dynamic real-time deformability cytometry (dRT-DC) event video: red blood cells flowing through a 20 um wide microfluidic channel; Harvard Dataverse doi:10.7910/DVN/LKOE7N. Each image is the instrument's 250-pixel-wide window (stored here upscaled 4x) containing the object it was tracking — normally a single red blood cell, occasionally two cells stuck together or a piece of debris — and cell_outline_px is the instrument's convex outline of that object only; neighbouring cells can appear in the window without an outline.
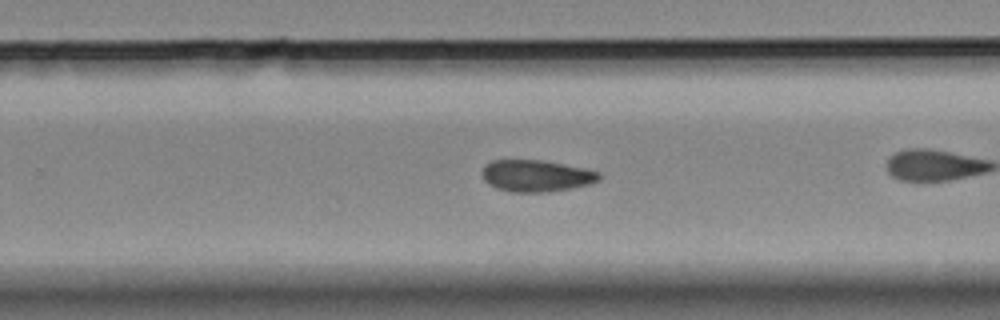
{"species": "Egyptian fruit bat (a non-hibernating species)", "species_latin": "Rousettus aegyptiacus", "temperature_condition": "room temperature", "stored_images_in_passage": 25, "camera_frame_rate_fps": 3000, "um_per_image_px": 0.085, "animal": {"sex": "female"}, "frame": {"image": 1, "passage_image": 18, "time_ms": 5.667, "image_size_px": [1000, 320], "cell_outline_px": [[600, 180], [588, 184], [548, 192], [512, 192], [496, 188], [488, 184], [484, 180], [480, 172], [484, 164], [492, 160], [544, 160], [584, 168], [600, 172]], "centroid_in_image_um": [45.53, 14.93], "position_along_channel_um": 284.3, "area_um2": 21.73}}